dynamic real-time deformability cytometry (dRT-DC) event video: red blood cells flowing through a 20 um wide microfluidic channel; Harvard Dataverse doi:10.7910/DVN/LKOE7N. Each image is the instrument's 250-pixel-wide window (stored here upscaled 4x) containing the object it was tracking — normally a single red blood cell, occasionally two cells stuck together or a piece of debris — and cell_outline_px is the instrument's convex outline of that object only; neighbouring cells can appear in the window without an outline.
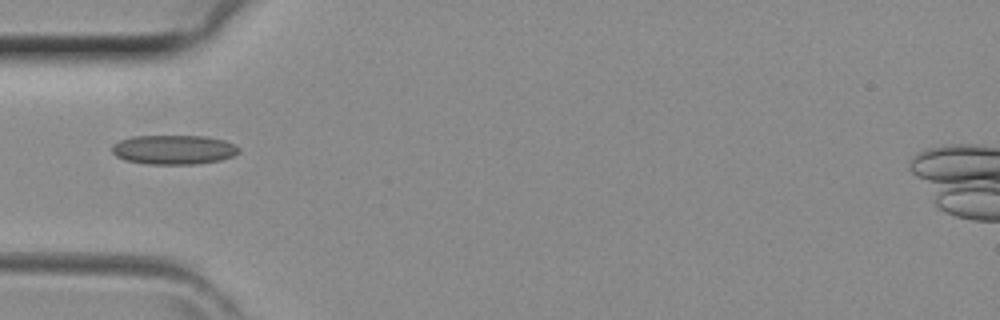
{"species": "common noctule bat (a hibernating species)", "species_latin": "Nyctalus noctula", "temperature_condition": "room temperature", "stored_images_in_passage": 5, "camera_frame_rate_fps": 3000, "um_per_image_px": 0.085, "animal": {"sex": "female", "body_mass_g": 29.2, "forearm_length_mm": 56.3}, "frame": {"image": 1, "passage_image": 1, "time_ms": 0.0, "image_size_px": [1000, 320], "cell_outline_px": [[240, 152], [232, 156], [220, 160], [196, 164], [148, 164], [124, 160], [116, 156], [112, 152], [112, 144], [120, 140], [132, 136], [204, 136], [224, 140], [236, 144], [240, 148]], "centroid_in_image_um": [14.77, 12.72], "position_along_channel_um": 70.2, "area_um2": 21.85}}
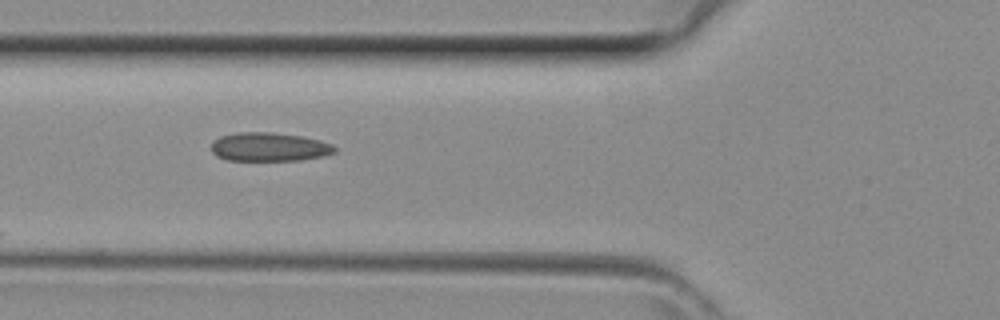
{"frame": {"image": 2, "passage_image": 3, "time_ms": 0.667, "image_size_px": [1000, 320], "cell_outline_px": [[336, 152], [324, 156], [300, 160], [228, 160], [216, 156], [212, 152], [212, 144], [220, 136], [236, 132], [272, 132], [300, 136], [320, 140], [332, 144], [336, 148]], "centroid_in_image_um": [22.9, 12.49], "position_along_channel_um": 102.9, "area_um2": 20.63}}
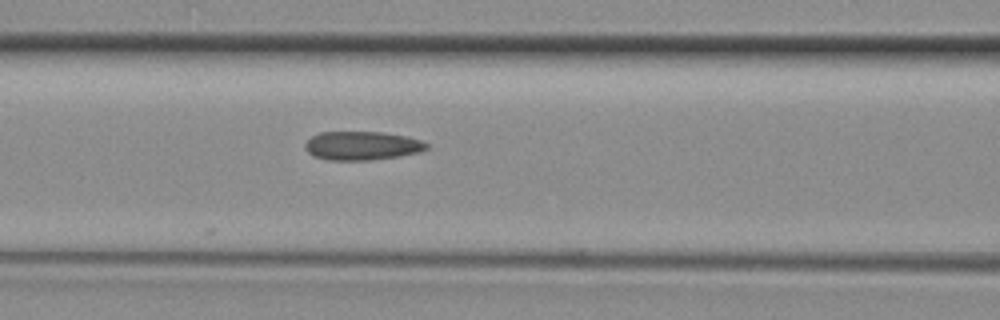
{"frame": {"image": 3, "passage_image": 5, "time_ms": 1.333, "image_size_px": [1000, 320], "cell_outline_px": [[428, 148], [420, 152], [396, 156], [368, 160], [328, 160], [316, 156], [308, 152], [304, 148], [304, 144], [312, 136], [320, 132], [380, 132], [408, 136], [420, 140], [428, 144]], "centroid_in_image_um": [30.76, 12.38], "position_along_channel_um": 135.8, "area_um2": 20.17}}